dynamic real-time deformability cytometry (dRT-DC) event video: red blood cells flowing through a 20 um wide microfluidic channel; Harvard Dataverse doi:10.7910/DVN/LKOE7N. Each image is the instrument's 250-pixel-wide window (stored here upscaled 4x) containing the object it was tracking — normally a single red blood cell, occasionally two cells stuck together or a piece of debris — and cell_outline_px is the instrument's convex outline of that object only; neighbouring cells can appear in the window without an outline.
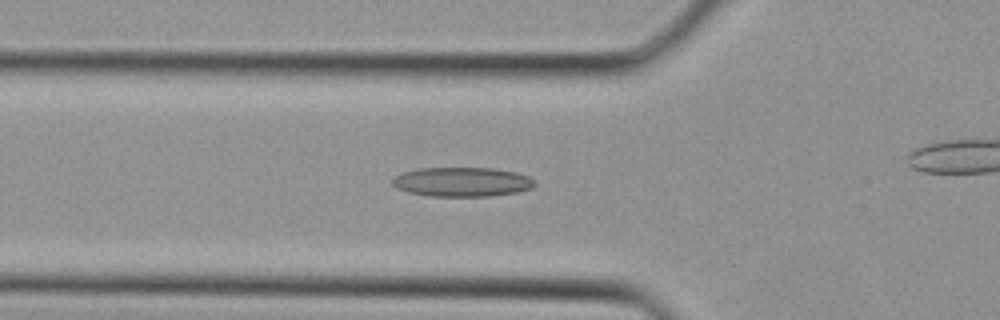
{"species": "Egyptian fruit bat (a non-hibernating species)", "species_latin": "Rousettus aegyptiacus", "temperature_condition": "cold", "stored_images_in_passage": 24, "camera_frame_rate_fps": 3000, "um_per_image_px": 0.085, "animal": {"sex": "female"}, "frame": {"image": 1, "passage_image": 7, "time_ms": 2.0, "image_size_px": [1000, 320], "cell_outline_px": [[536, 184], [532, 188], [516, 192], [492, 196], [428, 196], [408, 192], [396, 188], [392, 184], [392, 180], [396, 176], [404, 172], [420, 168], [496, 168], [516, 172], [528, 176], [536, 180]], "centroid_in_image_um": [39.31, 15.46], "position_along_channel_um": 86.5, "area_um2": 24.45}}
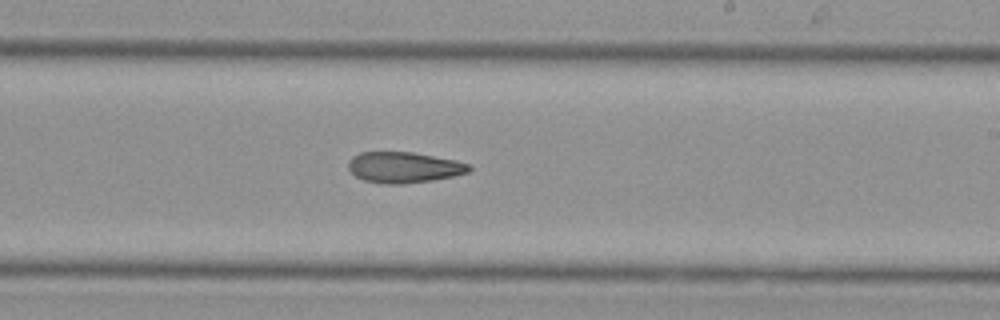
{"frame": {"image": 2, "passage_image": 16, "time_ms": 5.0, "image_size_px": [1000, 320], "cell_outline_px": [[472, 168], [468, 172], [452, 176], [432, 180], [404, 184], [384, 184], [364, 180], [356, 176], [348, 168], [348, 160], [352, 156], [360, 152], [412, 152], [456, 160], [472, 164]], "centroid_in_image_um": [34.33, 14.22], "position_along_channel_um": 254.7, "area_um2": 21.79}}
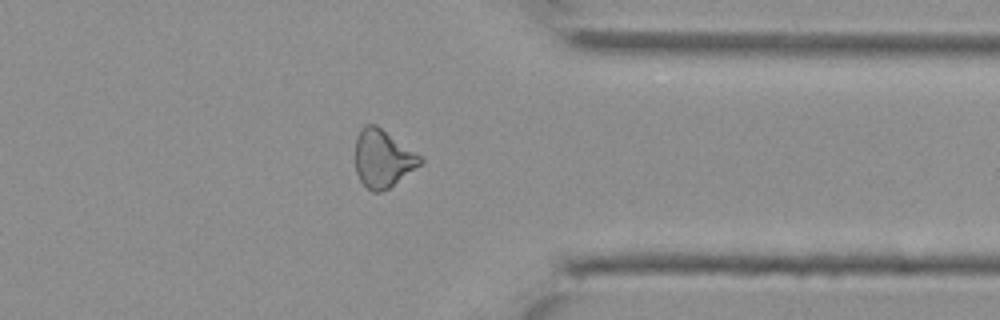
{"frame": {"image": 3, "passage_image": 23, "time_ms": 7.333, "image_size_px": [1000, 320], "cell_outline_px": [[424, 160], [420, 164], [388, 188], [380, 192], [372, 192], [360, 180], [356, 172], [356, 136], [360, 128], [364, 124], [376, 124], [416, 152]], "centroid_in_image_um": [32.51, 13.44], "position_along_channel_um": 378.9, "area_um2": 21.56}}